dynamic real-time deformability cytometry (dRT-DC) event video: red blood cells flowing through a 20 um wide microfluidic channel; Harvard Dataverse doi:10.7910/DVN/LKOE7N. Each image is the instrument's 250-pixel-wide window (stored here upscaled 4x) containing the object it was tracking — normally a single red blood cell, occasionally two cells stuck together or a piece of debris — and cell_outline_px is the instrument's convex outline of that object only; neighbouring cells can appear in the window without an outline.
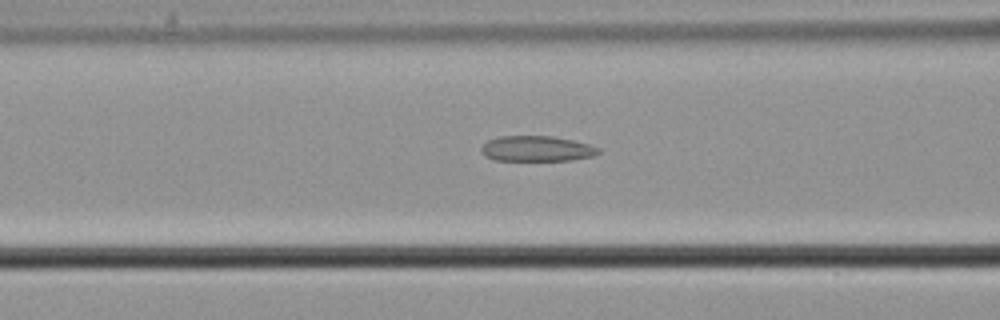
{"species": "common noctule bat (a hibernating species)", "species_latin": "Nyctalus noctula", "temperature_condition": "cold", "stored_images_in_passage": 27, "camera_frame_rate_fps": 3000, "um_per_image_px": 0.085, "animal": {"sex": "male", "body_mass_g": 21.5, "forearm_length_mm": 52.0}, "frame": {"image": 1, "passage_image": 5, "time_ms": 1.333, "image_size_px": [1000, 320], "cell_outline_px": [[600, 152], [592, 156], [572, 160], [496, 160], [484, 156], [480, 152], [480, 148], [488, 140], [500, 136], [552, 136], [572, 140], [588, 144], [600, 148]], "centroid_in_image_um": [45.6, 12.63], "position_along_channel_um": 121.0, "area_um2": 17.34}}
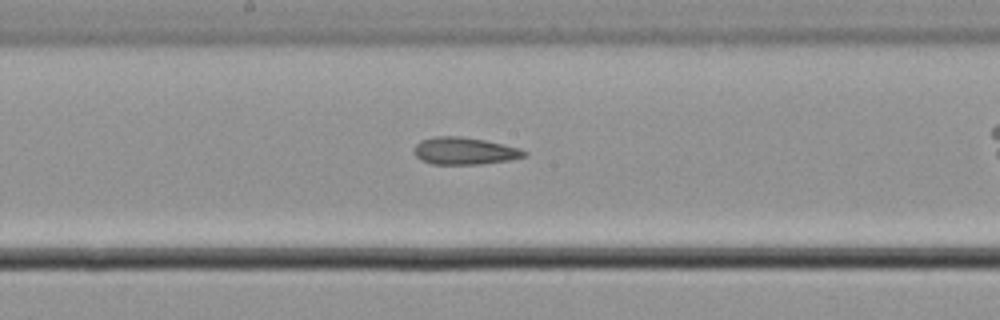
{"frame": {"image": 2, "passage_image": 12, "time_ms": 3.667, "image_size_px": [1000, 320], "cell_outline_px": [[528, 156], [508, 160], [480, 164], [432, 164], [420, 160], [416, 156], [416, 144], [420, 140], [436, 136], [460, 136], [484, 140], [504, 144], [520, 148], [528, 152]], "centroid_in_image_um": [39.52, 12.83], "position_along_channel_um": 208.7, "area_um2": 17.46}}
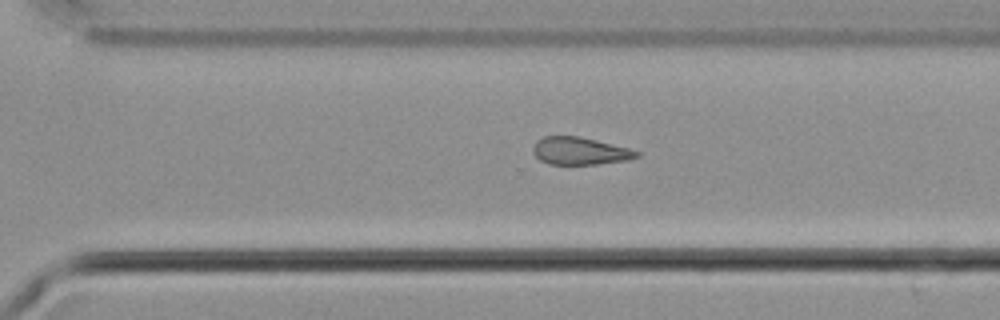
{"frame": {"image": 3, "passage_image": 21, "time_ms": 6.667, "image_size_px": [1000, 320], "cell_outline_px": [[640, 156], [628, 160], [596, 164], [548, 164], [540, 160], [532, 152], [532, 148], [536, 140], [544, 136], [580, 136], [628, 148], [640, 152]], "centroid_in_image_um": [49.27, 12.83], "position_along_channel_um": 321.3, "area_um2": 16.65}}